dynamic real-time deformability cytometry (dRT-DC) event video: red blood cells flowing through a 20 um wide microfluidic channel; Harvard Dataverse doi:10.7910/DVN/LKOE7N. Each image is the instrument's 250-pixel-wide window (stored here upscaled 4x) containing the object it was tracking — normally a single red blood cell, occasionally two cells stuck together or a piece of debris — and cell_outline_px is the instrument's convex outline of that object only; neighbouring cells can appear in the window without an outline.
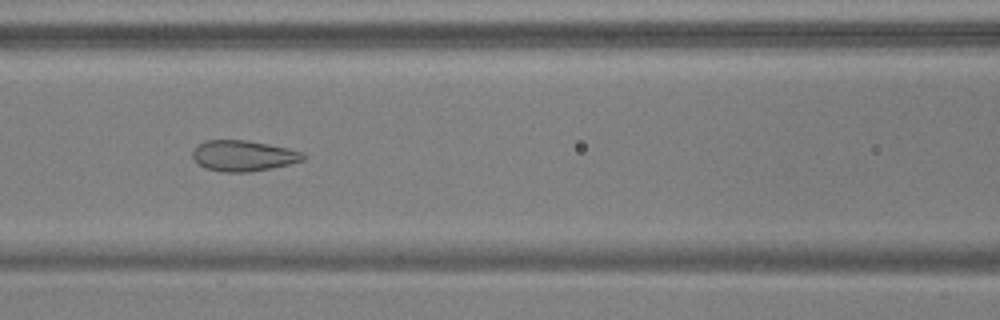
{"species": "common noctule bat (a hibernating species)", "species_latin": "Nyctalus noctula", "temperature_condition": "warm", "stored_images_in_passage": 54, "camera_frame_rate_fps": 3000, "um_per_image_px": 0.085, "animal": {"sex": "male", "body_mass_g": 17.9, "forearm_length_mm": 54.2}, "frame": {"image": 1, "passage_image": 24, "time_ms": 7.667, "image_size_px": [1000, 320], "cell_outline_px": [[308, 156], [304, 160], [272, 168], [248, 172], [224, 172], [204, 168], [192, 156], [192, 152], [200, 144], [208, 140], [248, 140], [288, 148], [304, 152]], "centroid_in_image_um": [20.74, 13.24], "position_along_channel_um": 145.9, "area_um2": 19.77}}
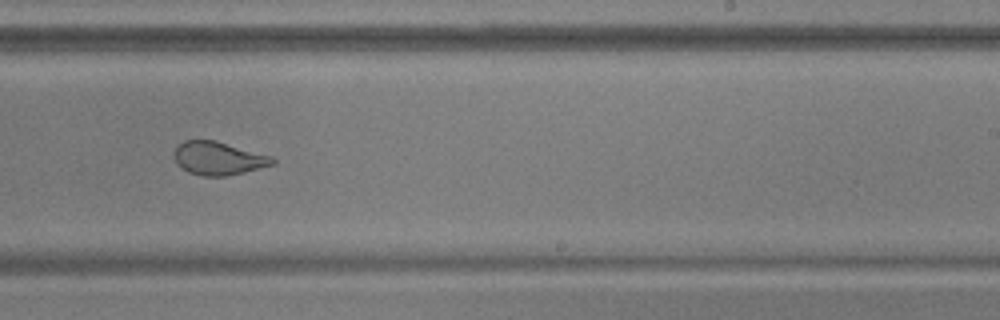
{"frame": {"image": 2, "passage_image": 34, "time_ms": 11.0, "image_size_px": [1000, 320], "cell_outline_px": [[276, 160], [272, 164], [244, 172], [228, 176], [200, 176], [188, 172], [180, 168], [176, 164], [176, 148], [184, 140], [216, 140], [272, 156]], "centroid_in_image_um": [18.56, 13.46], "position_along_channel_um": 270.4, "area_um2": 18.96}}
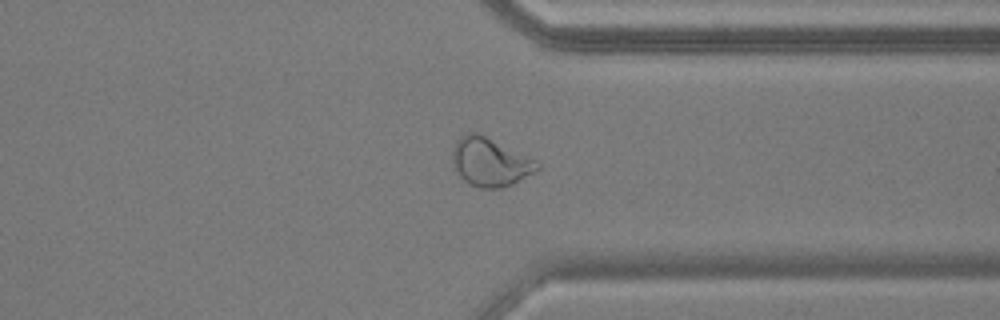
{"frame": {"image": 3, "passage_image": 42, "time_ms": 13.667, "image_size_px": [1000, 320], "cell_outline_px": [[540, 168], [536, 172], [512, 184], [500, 188], [480, 188], [468, 184], [460, 176], [452, 164], [452, 148], [456, 140], [460, 136], [468, 132], [476, 132], [540, 164]], "centroid_in_image_um": [41.59, 13.8], "position_along_channel_um": 369.8, "area_um2": 23.47}, "authors_computed_cell_mechanics": {"area_um2": 24.5072, "velocity_mm_per_s": 3.7432, "shape_relaxation_time_tau1_ms": 5.381, "shape_relaxation_time_tau2_ms": 0.7731, "deformation_change_tau1": 0.1566, "deformation_change_tau2": 0.076}}